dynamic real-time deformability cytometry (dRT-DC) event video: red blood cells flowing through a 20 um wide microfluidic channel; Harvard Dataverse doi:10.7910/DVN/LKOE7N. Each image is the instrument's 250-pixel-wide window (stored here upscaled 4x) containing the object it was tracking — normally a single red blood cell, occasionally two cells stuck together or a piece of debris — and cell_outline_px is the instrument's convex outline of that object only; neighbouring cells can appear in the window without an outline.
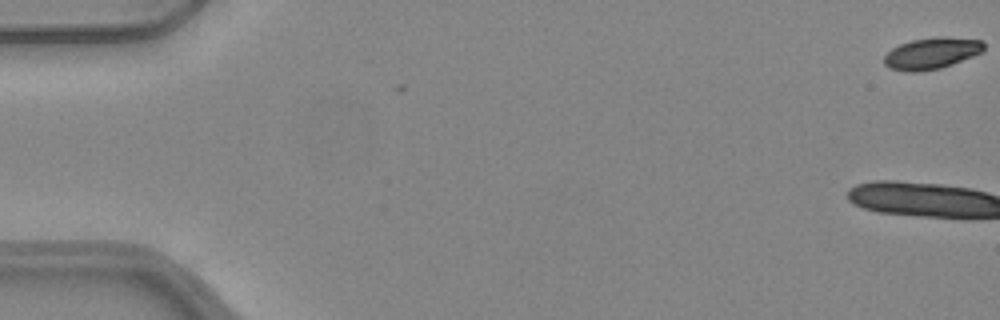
{"species": "common noctule bat (a hibernating species)", "species_latin": "Nyctalus noctula", "temperature_condition": "warm", "stored_images_in_passage": 2, "camera_frame_rate_fps": 3000, "um_per_image_px": 0.085, "animal": {"sex": "female", "body_mass_g": 24.6, "forearm_length_mm": 56.2}, "frame": {"image": 1, "passage_image": 2, "time_ms": 0.333, "image_size_px": [1000, 320], "cell_outline_px": [[984, 48], [980, 52], [972, 56], [952, 64], [940, 68], [916, 72], [908, 72], [888, 68], [884, 64], [884, 56], [892, 48], [900, 44], [912, 40], [940, 36], [944, 36], [980, 40], [984, 44]], "centroid_in_image_um": [79.15, 4.53], "position_along_channel_um": 5.9, "area_um2": 18.15}}